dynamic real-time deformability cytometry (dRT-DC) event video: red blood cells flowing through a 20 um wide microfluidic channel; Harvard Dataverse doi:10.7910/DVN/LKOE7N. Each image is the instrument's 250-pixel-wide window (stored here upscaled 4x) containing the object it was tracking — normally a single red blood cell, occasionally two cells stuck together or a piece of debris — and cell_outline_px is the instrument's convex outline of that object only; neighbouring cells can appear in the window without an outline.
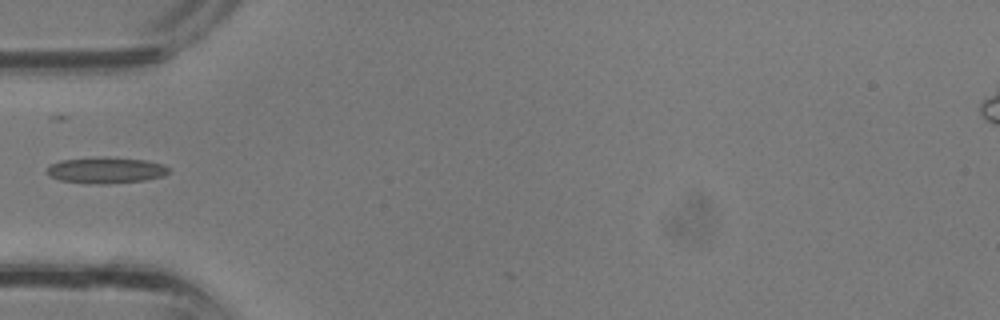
{"species": "common noctule bat (a hibernating species)", "species_latin": "Nyctalus noctula", "temperature_condition": "room temperature", "stored_images_in_passage": 3, "camera_frame_rate_fps": 3000, "um_per_image_px": 0.085, "animal": {"sex": "male", "body_mass_g": 13.3}, "frame": {"image": 1, "passage_image": 1, "time_ms": 0.0, "image_size_px": [1000, 320], "cell_outline_px": [[168, 172], [164, 176], [144, 180], [104, 184], [96, 184], [60, 180], [48, 176], [48, 168], [52, 164], [60, 160], [100, 156], [104, 156], [144, 160], [164, 164], [168, 168]], "centroid_in_image_um": [9.0, 14.46], "position_along_channel_um": 76.0, "area_um2": 18.55}}